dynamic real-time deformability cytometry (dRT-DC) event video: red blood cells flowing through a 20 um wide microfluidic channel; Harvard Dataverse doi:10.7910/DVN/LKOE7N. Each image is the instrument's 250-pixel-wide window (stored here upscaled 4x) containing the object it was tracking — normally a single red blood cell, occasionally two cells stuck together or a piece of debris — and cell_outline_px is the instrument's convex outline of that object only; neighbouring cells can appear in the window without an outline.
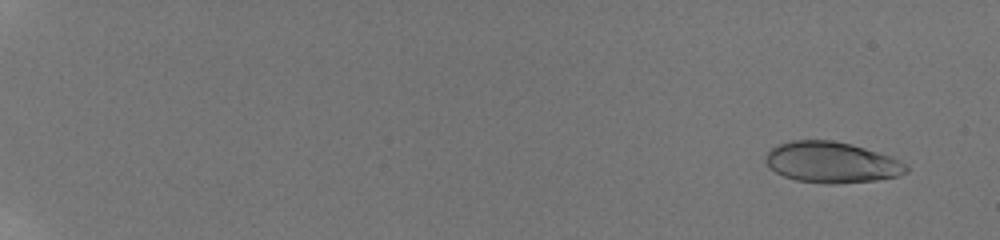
{"species": "human", "species_latin": "Homo sapiens", "temperature_condition": "room temperature", "stored_images_in_passage": 59, "camera_frame_rate_fps": 3000, "um_per_image_px": 0.085, "donor": {"sex": "male"}, "frame": {"image": 1, "passage_image": 5, "time_ms": 1.333, "image_size_px": [1000, 240], "cell_outline_px": [[908, 172], [900, 176], [876, 180], [836, 184], [824, 184], [796, 180], [784, 176], [776, 172], [764, 160], [768, 152], [776, 144], [792, 140], [832, 140], [852, 144], [892, 156], [904, 164], [908, 168]], "centroid_in_image_um": [70.7, 13.8], "position_along_channel_um": 14.3, "area_um2": 33.7}}
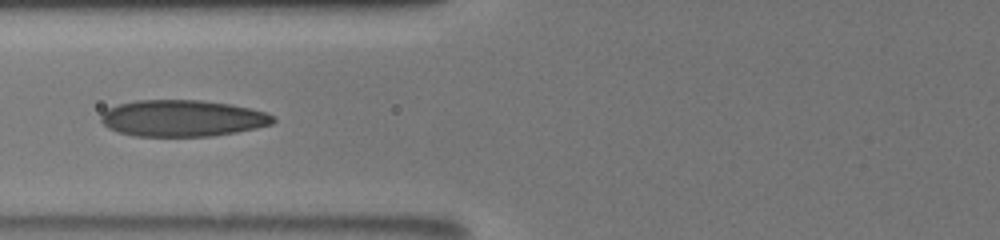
{"frame": {"image": 2, "passage_image": 29, "time_ms": 9.333, "image_size_px": [1000, 240], "cell_outline_px": [[276, 120], [272, 124], [256, 128], [236, 132], [212, 136], [136, 136], [116, 132], [108, 128], [100, 120], [100, 116], [108, 108], [116, 104], [136, 100], [200, 100], [232, 104], [268, 112]], "centroid_in_image_um": [15.5, 10.05], "position_along_channel_um": 110.3, "area_um2": 36.88}}
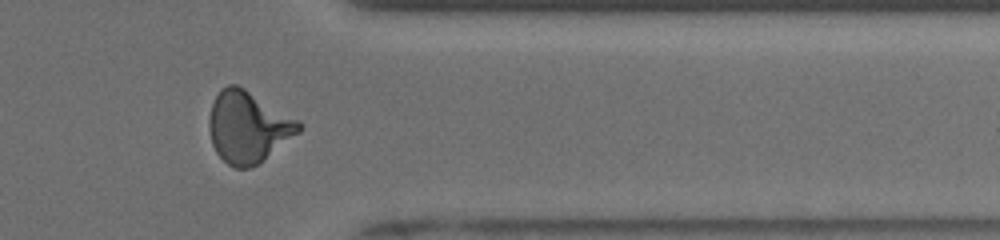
{"frame": {"image": 3, "passage_image": 51, "time_ms": 16.667, "image_size_px": [1000, 240], "cell_outline_px": [[304, 124], [300, 132], [260, 164], [248, 168], [236, 168], [228, 164], [216, 152], [212, 144], [208, 128], [208, 120], [212, 104], [220, 88], [228, 84], [236, 84], [244, 88], [300, 120]], "centroid_in_image_um": [21.1, 10.8], "position_along_channel_um": 390.3, "area_um2": 37.74}, "authors_computed_cell_mechanics": {"area_um2": 34.68, "velocity_mm_per_s": 3.8618, "shape_relaxation_time_tau1_ms": 8.5807, "shape_relaxation_time_tau2_ms": 0.9229, "deformation_change_tau1": 0.2768, "deformation_change_tau2": 0.0657}}